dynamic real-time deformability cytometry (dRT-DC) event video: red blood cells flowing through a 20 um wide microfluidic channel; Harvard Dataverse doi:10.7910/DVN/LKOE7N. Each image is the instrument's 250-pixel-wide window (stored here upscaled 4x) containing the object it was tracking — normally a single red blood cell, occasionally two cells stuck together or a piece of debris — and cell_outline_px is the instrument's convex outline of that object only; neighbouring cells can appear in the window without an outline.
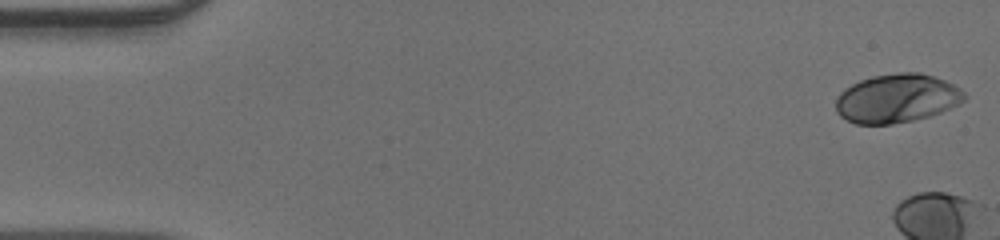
{"species": "human", "species_latin": "Homo sapiens", "temperature_condition": "warm", "stored_images_in_passage": 8, "camera_frame_rate_fps": 3000, "um_per_image_px": 0.085, "donor": {"sex": "male"}, "frame": {"image": 1, "passage_image": 1, "time_ms": 0.0, "image_size_px": [1000, 240], "cell_outline_px": [[968, 96], [960, 104], [940, 112], [928, 116], [912, 120], [892, 124], [856, 124], [840, 116], [836, 112], [836, 96], [844, 88], [860, 80], [872, 76], [896, 72], [920, 72], [944, 80], [960, 88]], "centroid_in_image_um": [76.22, 8.35], "position_along_channel_um": 8.8, "area_um2": 36.65}}